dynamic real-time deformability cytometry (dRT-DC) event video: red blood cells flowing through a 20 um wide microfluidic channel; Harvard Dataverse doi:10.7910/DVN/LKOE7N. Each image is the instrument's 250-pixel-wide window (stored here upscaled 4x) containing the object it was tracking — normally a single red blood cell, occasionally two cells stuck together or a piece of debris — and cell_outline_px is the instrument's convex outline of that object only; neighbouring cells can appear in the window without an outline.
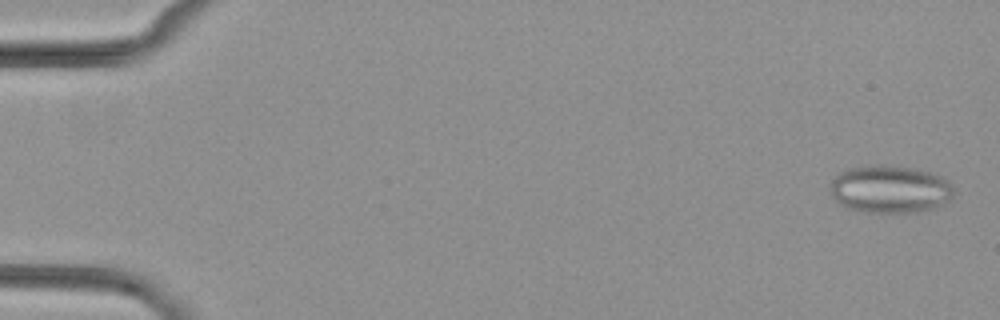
{"species": "common noctule bat (a hibernating species)", "species_latin": "Nyctalus noctula", "temperature_condition": "cold", "stored_images_in_passage": 53, "segment_of_instrument_passage": [1, 2], "camera_frame_rate_fps": 3000, "um_per_image_px": 0.085, "animal": {"sex": "female", "body_mass_g": 29.2, "forearm_length_mm": 56.3}, "frame": {"image": 1, "passage_image": 2, "time_ms": 0.333, "image_size_px": [1000, 320], "cell_outline_px": [[956, 188], [952, 196], [948, 200], [932, 208], [916, 212], [860, 212], [844, 208], [832, 196], [832, 180], [840, 172], [848, 168], [876, 164], [880, 164], [912, 168], [928, 172], [940, 176], [948, 180]], "centroid_in_image_um": [75.64, 16.08], "position_along_channel_um": 9.4, "area_um2": 34.33}}